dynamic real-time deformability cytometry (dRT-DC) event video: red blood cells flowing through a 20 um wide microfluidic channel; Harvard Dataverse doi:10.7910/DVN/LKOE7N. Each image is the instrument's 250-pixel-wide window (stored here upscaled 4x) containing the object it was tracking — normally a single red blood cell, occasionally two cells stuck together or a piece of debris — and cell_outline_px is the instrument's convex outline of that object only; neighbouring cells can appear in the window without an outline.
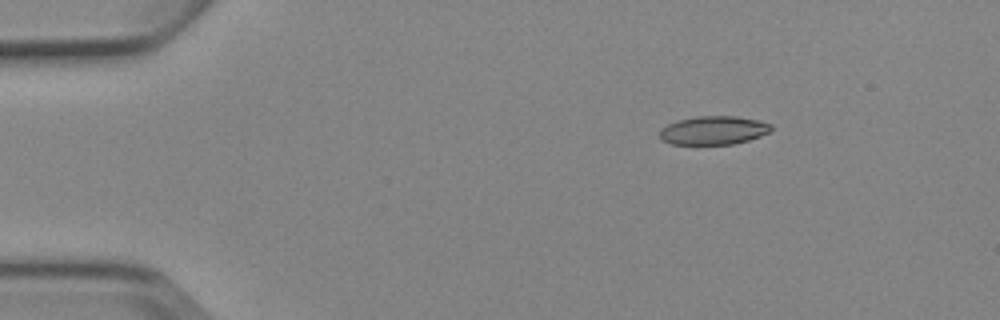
{"species": "Egyptian fruit bat (a non-hibernating species)", "species_latin": "Rousettus aegyptiacus", "temperature_condition": "cold", "stored_images_in_passage": 5, "camera_frame_rate_fps": 3000, "um_per_image_px": 0.085, "animal": {"sex": "female"}, "frame": {"image": 1, "passage_image": 3, "time_ms": 2.0, "image_size_px": [1000, 320], "cell_outline_px": [[772, 132], [748, 140], [732, 144], [672, 144], [660, 140], [660, 128], [676, 120], [696, 116], [736, 116], [760, 120], [772, 124]], "centroid_in_image_um": [60.66, 11.07], "position_along_channel_um": 24.3, "area_um2": 18.79}}